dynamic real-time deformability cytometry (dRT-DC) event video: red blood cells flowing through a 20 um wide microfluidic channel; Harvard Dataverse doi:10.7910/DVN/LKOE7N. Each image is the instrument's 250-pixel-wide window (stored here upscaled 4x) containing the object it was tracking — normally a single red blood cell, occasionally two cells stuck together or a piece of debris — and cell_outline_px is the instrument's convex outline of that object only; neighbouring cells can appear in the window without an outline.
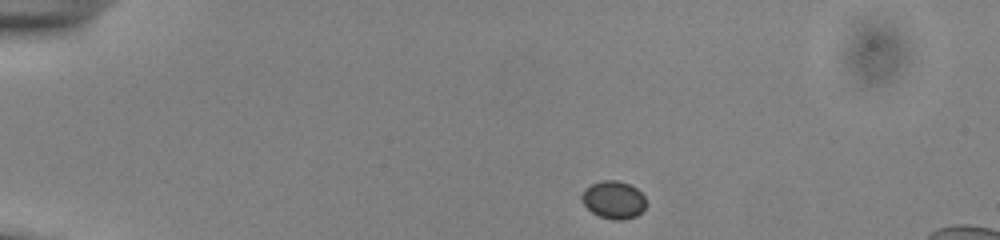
{"species": "common noctule bat (a hibernating species)", "species_latin": "Nyctalus noctula", "temperature_condition": "cold", "stored_images_in_passage": 44, "camera_frame_rate_fps": 3000, "um_per_image_px": 0.085, "animal": {"sex": "male", "body_mass_g": 13.0, "forearm_length_mm": 53.1}, "frame": {"image": 1, "passage_image": 1, "time_ms": 0.0, "image_size_px": [1000, 240], "cell_outline_px": [[648, 204], [636, 216], [624, 220], [612, 220], [600, 216], [592, 212], [584, 204], [580, 196], [584, 188], [592, 184], [604, 180], [616, 180], [628, 184], [636, 188], [644, 196]], "centroid_in_image_um": [52.16, 16.99], "position_along_channel_um": 32.8, "area_um2": 14.16}}
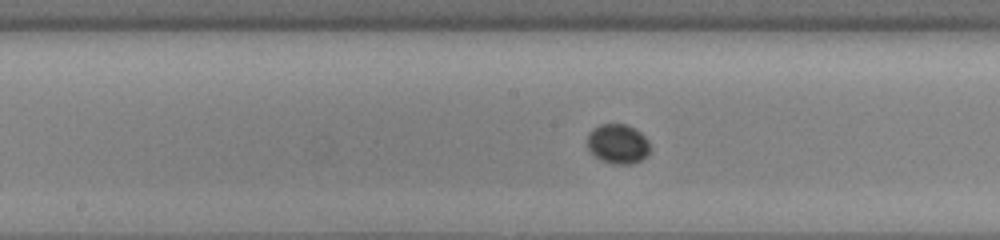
{"frame": {"image": 2, "passage_image": 19, "time_ms": 6.0, "image_size_px": [1000, 240], "cell_outline_px": [[648, 156], [632, 164], [612, 164], [600, 160], [588, 148], [588, 132], [592, 128], [600, 124], [624, 124], [640, 132], [648, 140]], "centroid_in_image_um": [52.5, 12.23], "position_along_channel_um": 195.7, "area_um2": 14.39}}
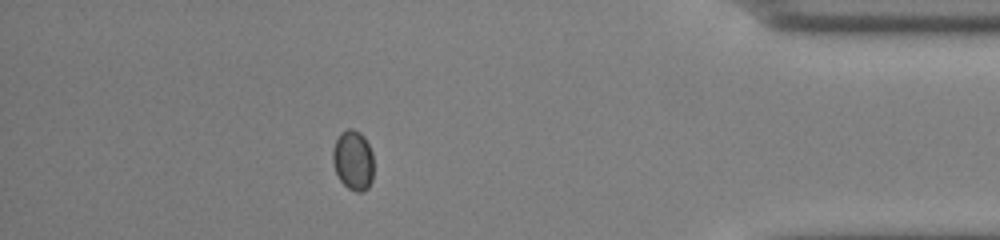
{"frame": {"image": 3, "passage_image": 38, "time_ms": 12.333, "image_size_px": [1000, 240], "cell_outline_px": [[372, 180], [368, 188], [360, 192], [356, 192], [348, 188], [340, 180], [336, 172], [332, 160], [332, 152], [336, 140], [340, 132], [348, 128], [352, 128], [360, 132], [364, 136], [372, 152]], "centroid_in_image_um": [30.01, 13.6], "position_along_channel_um": 405.2, "area_um2": 14.28}, "authors_computed_cell_mechanics": {"area_um2": 13.9876, "velocity_mm_per_s": 3.8699, "shape_relaxation_time_tau1_ms": 0.8182, "shape_relaxation_time_tau2_ms": null, "deformation_change_tau1": 0.0171, "deformation_change_tau2": null}}